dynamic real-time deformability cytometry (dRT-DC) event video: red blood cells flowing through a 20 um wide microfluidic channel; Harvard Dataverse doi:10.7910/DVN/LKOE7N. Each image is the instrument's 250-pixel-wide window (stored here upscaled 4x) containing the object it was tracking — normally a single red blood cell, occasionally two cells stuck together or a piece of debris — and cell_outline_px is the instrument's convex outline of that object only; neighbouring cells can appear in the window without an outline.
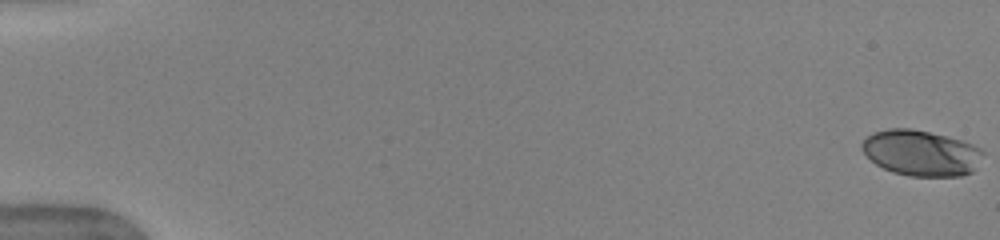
{"species": "human", "species_latin": "Homo sapiens", "temperature_condition": "warm", "stored_images_in_passage": 52, "camera_frame_rate_fps": 3000, "um_per_image_px": 0.085, "donor": {"sex": "female"}, "frame": {"image": 1, "passage_image": 1, "time_ms": 0.0, "image_size_px": [1000, 240], "cell_outline_px": [[984, 152], [972, 172], [960, 176], [908, 176], [892, 172], [876, 164], [860, 148], [860, 144], [872, 132], [888, 128], [912, 128], [948, 136], [972, 144], [980, 148]], "centroid_in_image_um": [78.27, 12.99], "position_along_channel_um": 6.7, "area_um2": 32.25}}
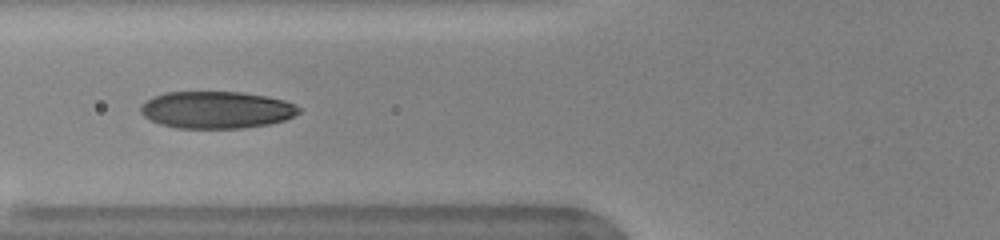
{"frame": {"image": 2, "passage_image": 22, "time_ms": 7.0, "image_size_px": [1000, 240], "cell_outline_px": [[300, 112], [284, 120], [268, 124], [244, 128], [176, 128], [160, 124], [144, 116], [140, 112], [140, 108], [152, 96], [164, 92], [240, 92], [264, 96], [284, 100], [300, 108]], "centroid_in_image_um": [18.37, 9.34], "position_along_channel_um": 107.4, "area_um2": 33.99}}
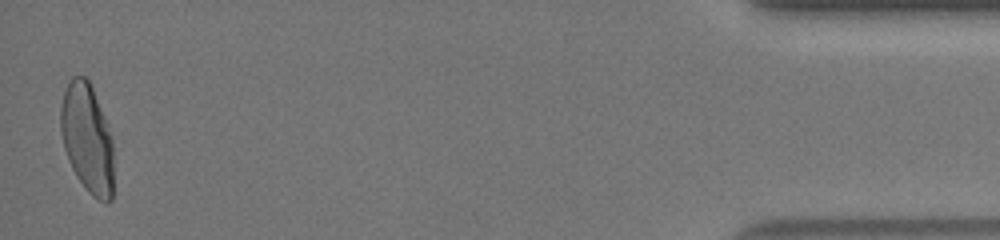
{"frame": {"image": 3, "passage_image": 52, "time_ms": 17.0, "image_size_px": [1000, 240], "cell_outline_px": [[112, 200], [100, 200], [92, 196], [88, 192], [76, 176], [68, 160], [64, 148], [60, 132], [60, 108], [64, 92], [72, 76], [84, 76], [88, 80], [92, 88], [108, 124], [112, 136]], "centroid_in_image_um": [7.39, 11.75], "position_along_channel_um": 427.8, "area_um2": 33.52}, "authors_computed_cell_mechanics": {"area_um2": 33.6107, "velocity_mm_per_s": 3.9759, "shape_relaxation_time_tau1_ms": 4.3608, "shape_relaxation_time_tau2_ms": 0.8853, "deformation_change_tau1": 0.2001, "deformation_change_tau2": 0.0679}}